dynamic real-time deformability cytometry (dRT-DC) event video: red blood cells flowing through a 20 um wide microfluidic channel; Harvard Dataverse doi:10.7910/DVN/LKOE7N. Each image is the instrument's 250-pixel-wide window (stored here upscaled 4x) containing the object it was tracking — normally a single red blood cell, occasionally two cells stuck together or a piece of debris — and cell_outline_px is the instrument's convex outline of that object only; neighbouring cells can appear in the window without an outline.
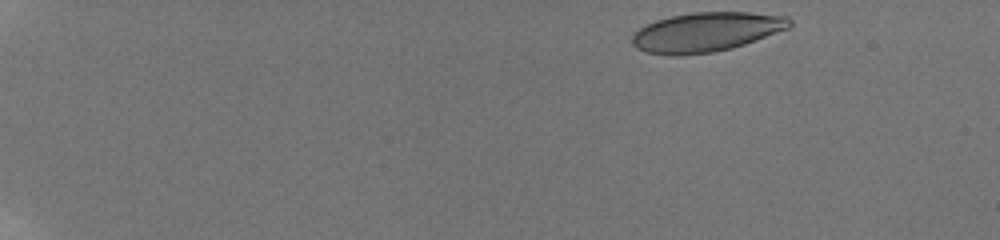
{"species": "human", "species_latin": "Homo sapiens", "temperature_condition": "room temperature", "stored_images_in_passage": 50, "camera_frame_rate_fps": 3000, "um_per_image_px": 0.085, "donor": {"sex": "male"}, "frame": {"image": 1, "passage_image": 1, "time_ms": 0.0, "image_size_px": [1000, 240], "cell_outline_px": [[792, 24], [788, 28], [744, 44], [732, 48], [712, 52], [680, 56], [672, 56], [648, 52], [636, 48], [632, 44], [632, 36], [640, 28], [656, 20], [672, 16], [692, 12], [748, 12], [788, 16], [792, 20]], "centroid_in_image_um": [60.03, 2.72], "position_along_channel_um": 25.0, "area_um2": 36.01}}
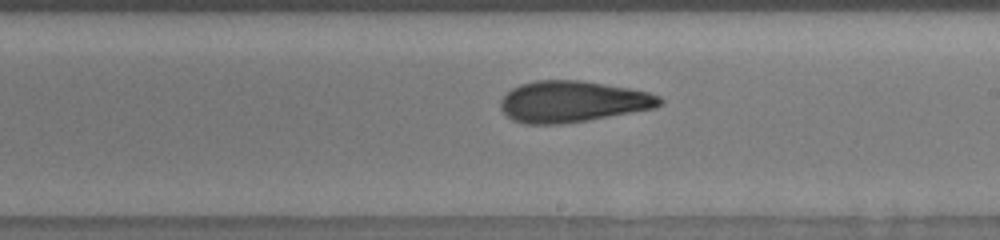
{"frame": {"image": 2, "passage_image": 30, "time_ms": 9.667, "image_size_px": [1000, 240], "cell_outline_px": [[664, 100], [656, 108], [588, 120], [560, 124], [524, 124], [512, 120], [500, 108], [500, 100], [512, 88], [520, 84], [536, 80], [584, 80], [628, 88], [648, 92], [660, 96]], "centroid_in_image_um": [48.67, 8.63], "position_along_channel_um": 240.3, "area_um2": 38.38}}
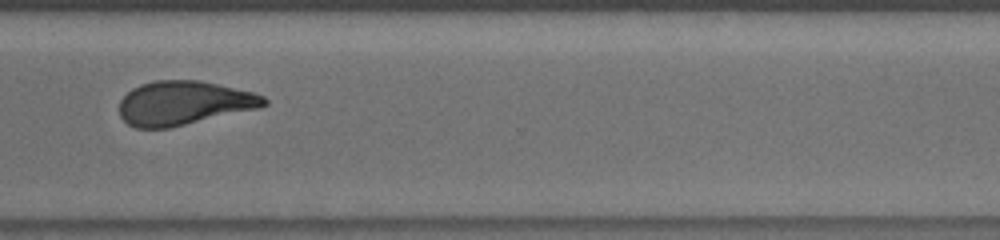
{"frame": {"image": 3, "passage_image": 39, "time_ms": 12.667, "image_size_px": [1000, 240], "cell_outline_px": [[268, 104], [260, 108], [168, 128], [136, 128], [128, 124], [120, 116], [120, 100], [132, 88], [140, 84], [156, 80], [200, 80], [252, 92], [264, 96], [268, 100]], "centroid_in_image_um": [15.63, 8.75], "position_along_channel_um": 355.0, "area_um2": 37.05}, "authors_computed_cell_mechanics": {"area_um2": 37.5411, "velocity_mm_per_s": 3.8205, "shape_relaxation_time_tau1_ms": null, "shape_relaxation_time_tau2_ms": 2.0828, "deformation_change_tau1": null, "deformation_change_tau2": 0.0884}}